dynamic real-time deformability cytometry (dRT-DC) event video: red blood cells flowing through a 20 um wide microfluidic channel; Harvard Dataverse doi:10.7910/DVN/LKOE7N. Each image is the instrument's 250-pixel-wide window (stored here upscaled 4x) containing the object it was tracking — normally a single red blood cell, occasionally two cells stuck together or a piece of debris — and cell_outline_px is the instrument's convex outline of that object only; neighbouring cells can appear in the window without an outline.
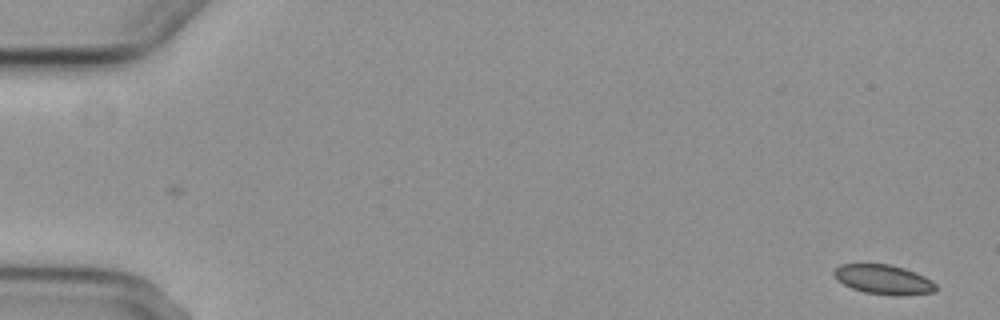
{"species": "common noctule bat (a hibernating species)", "species_latin": "Nyctalus noctula", "temperature_condition": "cold", "stored_images_in_passage": 2, "camera_frame_rate_fps": 3000, "um_per_image_px": 0.085, "animal": {"sex": "female", "body_mass_g": 29.2, "forearm_length_mm": 56.3}, "frame": {"image": 1, "passage_image": 2, "time_ms": 1.333, "image_size_px": [1000, 320], "cell_outline_px": [[936, 292], [900, 296], [892, 296], [864, 292], [852, 288], [836, 280], [832, 272], [840, 264], [888, 264], [904, 268], [916, 272], [932, 280], [936, 284]], "centroid_in_image_um": [75.11, 23.77], "position_along_channel_um": 9.9, "area_um2": 17.74}}